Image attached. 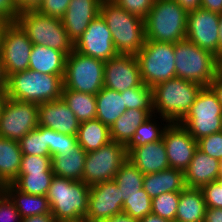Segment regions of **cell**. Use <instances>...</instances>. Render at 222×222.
Instances as JSON below:
<instances>
[{"mask_svg":"<svg viewBox=\"0 0 222 222\" xmlns=\"http://www.w3.org/2000/svg\"><path fill=\"white\" fill-rule=\"evenodd\" d=\"M202 86L199 83L174 77L152 87L154 114L179 123L190 111Z\"/></svg>","mask_w":222,"mask_h":222,"instance_id":"cell-1","label":"cell"},{"mask_svg":"<svg viewBox=\"0 0 222 222\" xmlns=\"http://www.w3.org/2000/svg\"><path fill=\"white\" fill-rule=\"evenodd\" d=\"M100 15L112 33L117 53L136 56L145 42L144 20L113 1H101Z\"/></svg>","mask_w":222,"mask_h":222,"instance_id":"cell-2","label":"cell"},{"mask_svg":"<svg viewBox=\"0 0 222 222\" xmlns=\"http://www.w3.org/2000/svg\"><path fill=\"white\" fill-rule=\"evenodd\" d=\"M90 186L82 181L54 176L46 195L58 222L85 220Z\"/></svg>","mask_w":222,"mask_h":222,"instance_id":"cell-3","label":"cell"},{"mask_svg":"<svg viewBox=\"0 0 222 222\" xmlns=\"http://www.w3.org/2000/svg\"><path fill=\"white\" fill-rule=\"evenodd\" d=\"M188 12L175 0H155L144 19L145 40L173 43L186 38Z\"/></svg>","mask_w":222,"mask_h":222,"instance_id":"cell-4","label":"cell"},{"mask_svg":"<svg viewBox=\"0 0 222 222\" xmlns=\"http://www.w3.org/2000/svg\"><path fill=\"white\" fill-rule=\"evenodd\" d=\"M63 77L27 69L7 78L6 96L36 104L61 98Z\"/></svg>","mask_w":222,"mask_h":222,"instance_id":"cell-5","label":"cell"},{"mask_svg":"<svg viewBox=\"0 0 222 222\" xmlns=\"http://www.w3.org/2000/svg\"><path fill=\"white\" fill-rule=\"evenodd\" d=\"M16 23L33 44L59 50L66 56L74 50V43L59 18L43 15L35 9H27L19 13Z\"/></svg>","mask_w":222,"mask_h":222,"instance_id":"cell-6","label":"cell"},{"mask_svg":"<svg viewBox=\"0 0 222 222\" xmlns=\"http://www.w3.org/2000/svg\"><path fill=\"white\" fill-rule=\"evenodd\" d=\"M174 56L176 77L208 87L216 73L215 55L185 38L174 44Z\"/></svg>","mask_w":222,"mask_h":222,"instance_id":"cell-7","label":"cell"},{"mask_svg":"<svg viewBox=\"0 0 222 222\" xmlns=\"http://www.w3.org/2000/svg\"><path fill=\"white\" fill-rule=\"evenodd\" d=\"M136 58L142 83L151 88L176 77L173 43L145 40Z\"/></svg>","mask_w":222,"mask_h":222,"instance_id":"cell-8","label":"cell"},{"mask_svg":"<svg viewBox=\"0 0 222 222\" xmlns=\"http://www.w3.org/2000/svg\"><path fill=\"white\" fill-rule=\"evenodd\" d=\"M105 62L73 50L67 57L63 87L96 95L104 87Z\"/></svg>","mask_w":222,"mask_h":222,"instance_id":"cell-9","label":"cell"},{"mask_svg":"<svg viewBox=\"0 0 222 222\" xmlns=\"http://www.w3.org/2000/svg\"><path fill=\"white\" fill-rule=\"evenodd\" d=\"M179 123L196 141L221 132L222 106L209 87L201 89L190 111Z\"/></svg>","mask_w":222,"mask_h":222,"instance_id":"cell-10","label":"cell"},{"mask_svg":"<svg viewBox=\"0 0 222 222\" xmlns=\"http://www.w3.org/2000/svg\"><path fill=\"white\" fill-rule=\"evenodd\" d=\"M128 160L125 145L110 141L96 151L87 152L82 182L91 186L114 180L115 174Z\"/></svg>","mask_w":222,"mask_h":222,"instance_id":"cell-11","label":"cell"},{"mask_svg":"<svg viewBox=\"0 0 222 222\" xmlns=\"http://www.w3.org/2000/svg\"><path fill=\"white\" fill-rule=\"evenodd\" d=\"M38 126V104L6 98L0 117V137L19 141Z\"/></svg>","mask_w":222,"mask_h":222,"instance_id":"cell-12","label":"cell"},{"mask_svg":"<svg viewBox=\"0 0 222 222\" xmlns=\"http://www.w3.org/2000/svg\"><path fill=\"white\" fill-rule=\"evenodd\" d=\"M33 43L16 22H9L3 29L0 41V58L7 78L29 68Z\"/></svg>","mask_w":222,"mask_h":222,"instance_id":"cell-13","label":"cell"},{"mask_svg":"<svg viewBox=\"0 0 222 222\" xmlns=\"http://www.w3.org/2000/svg\"><path fill=\"white\" fill-rule=\"evenodd\" d=\"M186 39L216 56L219 52V14L202 8L188 12Z\"/></svg>","mask_w":222,"mask_h":222,"instance_id":"cell-14","label":"cell"},{"mask_svg":"<svg viewBox=\"0 0 222 222\" xmlns=\"http://www.w3.org/2000/svg\"><path fill=\"white\" fill-rule=\"evenodd\" d=\"M74 50L104 62L118 55L112 33L101 15L89 23L87 29L74 43Z\"/></svg>","mask_w":222,"mask_h":222,"instance_id":"cell-15","label":"cell"},{"mask_svg":"<svg viewBox=\"0 0 222 222\" xmlns=\"http://www.w3.org/2000/svg\"><path fill=\"white\" fill-rule=\"evenodd\" d=\"M162 139L170 168L184 172L198 149L197 141L180 123L176 122L167 125Z\"/></svg>","mask_w":222,"mask_h":222,"instance_id":"cell-16","label":"cell"},{"mask_svg":"<svg viewBox=\"0 0 222 222\" xmlns=\"http://www.w3.org/2000/svg\"><path fill=\"white\" fill-rule=\"evenodd\" d=\"M120 191L114 180L91 185L85 220H108L114 215L123 213Z\"/></svg>","mask_w":222,"mask_h":222,"instance_id":"cell-17","label":"cell"},{"mask_svg":"<svg viewBox=\"0 0 222 222\" xmlns=\"http://www.w3.org/2000/svg\"><path fill=\"white\" fill-rule=\"evenodd\" d=\"M142 84L140 68L135 55L118 54L105 61L104 87L124 92Z\"/></svg>","mask_w":222,"mask_h":222,"instance_id":"cell-18","label":"cell"},{"mask_svg":"<svg viewBox=\"0 0 222 222\" xmlns=\"http://www.w3.org/2000/svg\"><path fill=\"white\" fill-rule=\"evenodd\" d=\"M38 125L76 136L80 121L62 98L38 104Z\"/></svg>","mask_w":222,"mask_h":222,"instance_id":"cell-19","label":"cell"},{"mask_svg":"<svg viewBox=\"0 0 222 222\" xmlns=\"http://www.w3.org/2000/svg\"><path fill=\"white\" fill-rule=\"evenodd\" d=\"M102 0H71L62 24L68 37L75 43L87 29L89 23L100 15Z\"/></svg>","mask_w":222,"mask_h":222,"instance_id":"cell-20","label":"cell"},{"mask_svg":"<svg viewBox=\"0 0 222 222\" xmlns=\"http://www.w3.org/2000/svg\"><path fill=\"white\" fill-rule=\"evenodd\" d=\"M221 161L197 149L184 171V181L188 188L201 189L212 181L220 180Z\"/></svg>","mask_w":222,"mask_h":222,"instance_id":"cell-21","label":"cell"},{"mask_svg":"<svg viewBox=\"0 0 222 222\" xmlns=\"http://www.w3.org/2000/svg\"><path fill=\"white\" fill-rule=\"evenodd\" d=\"M130 160L144 175L170 168L163 139L133 148Z\"/></svg>","mask_w":222,"mask_h":222,"instance_id":"cell-22","label":"cell"},{"mask_svg":"<svg viewBox=\"0 0 222 222\" xmlns=\"http://www.w3.org/2000/svg\"><path fill=\"white\" fill-rule=\"evenodd\" d=\"M185 187L184 172L174 168L145 174L143 178V189L151 199L167 192H181Z\"/></svg>","mask_w":222,"mask_h":222,"instance_id":"cell-23","label":"cell"},{"mask_svg":"<svg viewBox=\"0 0 222 222\" xmlns=\"http://www.w3.org/2000/svg\"><path fill=\"white\" fill-rule=\"evenodd\" d=\"M66 57L59 50L33 44L28 69L51 75L64 76Z\"/></svg>","mask_w":222,"mask_h":222,"instance_id":"cell-24","label":"cell"},{"mask_svg":"<svg viewBox=\"0 0 222 222\" xmlns=\"http://www.w3.org/2000/svg\"><path fill=\"white\" fill-rule=\"evenodd\" d=\"M86 155L87 152L77 144L66 154L51 156L54 176L82 181Z\"/></svg>","mask_w":222,"mask_h":222,"instance_id":"cell-25","label":"cell"},{"mask_svg":"<svg viewBox=\"0 0 222 222\" xmlns=\"http://www.w3.org/2000/svg\"><path fill=\"white\" fill-rule=\"evenodd\" d=\"M206 208L201 189L185 187L180 192L175 220L179 222H204Z\"/></svg>","mask_w":222,"mask_h":222,"instance_id":"cell-26","label":"cell"},{"mask_svg":"<svg viewBox=\"0 0 222 222\" xmlns=\"http://www.w3.org/2000/svg\"><path fill=\"white\" fill-rule=\"evenodd\" d=\"M96 118L109 128L112 124L127 111L124 96L121 92L103 87L96 94Z\"/></svg>","mask_w":222,"mask_h":222,"instance_id":"cell-27","label":"cell"},{"mask_svg":"<svg viewBox=\"0 0 222 222\" xmlns=\"http://www.w3.org/2000/svg\"><path fill=\"white\" fill-rule=\"evenodd\" d=\"M152 114L153 110L128 109L109 128L111 141L126 145L136 129Z\"/></svg>","mask_w":222,"mask_h":222,"instance_id":"cell-28","label":"cell"},{"mask_svg":"<svg viewBox=\"0 0 222 222\" xmlns=\"http://www.w3.org/2000/svg\"><path fill=\"white\" fill-rule=\"evenodd\" d=\"M22 151L17 140L0 137V183L12 184L19 175Z\"/></svg>","mask_w":222,"mask_h":222,"instance_id":"cell-29","label":"cell"},{"mask_svg":"<svg viewBox=\"0 0 222 222\" xmlns=\"http://www.w3.org/2000/svg\"><path fill=\"white\" fill-rule=\"evenodd\" d=\"M5 193L15 204L21 219L34 215L51 213L50 205L46 196L23 193L13 184L5 185Z\"/></svg>","mask_w":222,"mask_h":222,"instance_id":"cell-30","label":"cell"},{"mask_svg":"<svg viewBox=\"0 0 222 222\" xmlns=\"http://www.w3.org/2000/svg\"><path fill=\"white\" fill-rule=\"evenodd\" d=\"M78 144L86 151H96L111 141L110 129L99 119L80 122L76 135Z\"/></svg>","mask_w":222,"mask_h":222,"instance_id":"cell-31","label":"cell"},{"mask_svg":"<svg viewBox=\"0 0 222 222\" xmlns=\"http://www.w3.org/2000/svg\"><path fill=\"white\" fill-rule=\"evenodd\" d=\"M157 118H162L160 120L161 124L158 120H156ZM163 121L166 124H164ZM169 123L170 122L167 119L159 115L157 116V114H152L136 129L130 141L125 145L127 153H129L135 147L153 143L162 139L163 132Z\"/></svg>","mask_w":222,"mask_h":222,"instance_id":"cell-32","label":"cell"},{"mask_svg":"<svg viewBox=\"0 0 222 222\" xmlns=\"http://www.w3.org/2000/svg\"><path fill=\"white\" fill-rule=\"evenodd\" d=\"M61 98L80 122L96 118V95L68 90L63 87Z\"/></svg>","mask_w":222,"mask_h":222,"instance_id":"cell-33","label":"cell"},{"mask_svg":"<svg viewBox=\"0 0 222 222\" xmlns=\"http://www.w3.org/2000/svg\"><path fill=\"white\" fill-rule=\"evenodd\" d=\"M144 174L130 161L127 160L115 174L114 181L120 188L123 202L133 194L141 193Z\"/></svg>","mask_w":222,"mask_h":222,"instance_id":"cell-34","label":"cell"},{"mask_svg":"<svg viewBox=\"0 0 222 222\" xmlns=\"http://www.w3.org/2000/svg\"><path fill=\"white\" fill-rule=\"evenodd\" d=\"M53 177V172L19 173L12 184L23 193L46 196Z\"/></svg>","mask_w":222,"mask_h":222,"instance_id":"cell-35","label":"cell"},{"mask_svg":"<svg viewBox=\"0 0 222 222\" xmlns=\"http://www.w3.org/2000/svg\"><path fill=\"white\" fill-rule=\"evenodd\" d=\"M50 128L38 126L18 141L22 155L51 156L49 151Z\"/></svg>","mask_w":222,"mask_h":222,"instance_id":"cell-36","label":"cell"},{"mask_svg":"<svg viewBox=\"0 0 222 222\" xmlns=\"http://www.w3.org/2000/svg\"><path fill=\"white\" fill-rule=\"evenodd\" d=\"M128 109L153 110L152 88L145 84L121 92Z\"/></svg>","mask_w":222,"mask_h":222,"instance_id":"cell-37","label":"cell"},{"mask_svg":"<svg viewBox=\"0 0 222 222\" xmlns=\"http://www.w3.org/2000/svg\"><path fill=\"white\" fill-rule=\"evenodd\" d=\"M180 200V192H167L152 198V213L161 218L174 221Z\"/></svg>","mask_w":222,"mask_h":222,"instance_id":"cell-38","label":"cell"},{"mask_svg":"<svg viewBox=\"0 0 222 222\" xmlns=\"http://www.w3.org/2000/svg\"><path fill=\"white\" fill-rule=\"evenodd\" d=\"M152 199L142 188L141 193L133 194L123 202V213L132 218L141 220L149 213H152Z\"/></svg>","mask_w":222,"mask_h":222,"instance_id":"cell-39","label":"cell"},{"mask_svg":"<svg viewBox=\"0 0 222 222\" xmlns=\"http://www.w3.org/2000/svg\"><path fill=\"white\" fill-rule=\"evenodd\" d=\"M78 144L76 136L59 133L50 128L49 151L50 155H63L73 150Z\"/></svg>","mask_w":222,"mask_h":222,"instance_id":"cell-40","label":"cell"},{"mask_svg":"<svg viewBox=\"0 0 222 222\" xmlns=\"http://www.w3.org/2000/svg\"><path fill=\"white\" fill-rule=\"evenodd\" d=\"M53 172L51 156L22 155L19 173Z\"/></svg>","mask_w":222,"mask_h":222,"instance_id":"cell-41","label":"cell"},{"mask_svg":"<svg viewBox=\"0 0 222 222\" xmlns=\"http://www.w3.org/2000/svg\"><path fill=\"white\" fill-rule=\"evenodd\" d=\"M197 143L203 153L222 161V132L204 136Z\"/></svg>","mask_w":222,"mask_h":222,"instance_id":"cell-42","label":"cell"},{"mask_svg":"<svg viewBox=\"0 0 222 222\" xmlns=\"http://www.w3.org/2000/svg\"><path fill=\"white\" fill-rule=\"evenodd\" d=\"M116 5L125 9L128 13L136 15L143 20L149 14L155 0H112Z\"/></svg>","mask_w":222,"mask_h":222,"instance_id":"cell-43","label":"cell"},{"mask_svg":"<svg viewBox=\"0 0 222 222\" xmlns=\"http://www.w3.org/2000/svg\"><path fill=\"white\" fill-rule=\"evenodd\" d=\"M201 191L207 207L222 208V181L216 180L203 186Z\"/></svg>","mask_w":222,"mask_h":222,"instance_id":"cell-44","label":"cell"},{"mask_svg":"<svg viewBox=\"0 0 222 222\" xmlns=\"http://www.w3.org/2000/svg\"><path fill=\"white\" fill-rule=\"evenodd\" d=\"M71 0H43L35 9L39 13L61 19Z\"/></svg>","mask_w":222,"mask_h":222,"instance_id":"cell-45","label":"cell"},{"mask_svg":"<svg viewBox=\"0 0 222 222\" xmlns=\"http://www.w3.org/2000/svg\"><path fill=\"white\" fill-rule=\"evenodd\" d=\"M0 222H21L15 204L6 193L0 198Z\"/></svg>","mask_w":222,"mask_h":222,"instance_id":"cell-46","label":"cell"},{"mask_svg":"<svg viewBox=\"0 0 222 222\" xmlns=\"http://www.w3.org/2000/svg\"><path fill=\"white\" fill-rule=\"evenodd\" d=\"M21 10L16 0H0V16L8 22H16Z\"/></svg>","mask_w":222,"mask_h":222,"instance_id":"cell-47","label":"cell"},{"mask_svg":"<svg viewBox=\"0 0 222 222\" xmlns=\"http://www.w3.org/2000/svg\"><path fill=\"white\" fill-rule=\"evenodd\" d=\"M204 222H222V208H206Z\"/></svg>","mask_w":222,"mask_h":222,"instance_id":"cell-48","label":"cell"},{"mask_svg":"<svg viewBox=\"0 0 222 222\" xmlns=\"http://www.w3.org/2000/svg\"><path fill=\"white\" fill-rule=\"evenodd\" d=\"M200 8L221 14L222 0H201Z\"/></svg>","mask_w":222,"mask_h":222,"instance_id":"cell-49","label":"cell"},{"mask_svg":"<svg viewBox=\"0 0 222 222\" xmlns=\"http://www.w3.org/2000/svg\"><path fill=\"white\" fill-rule=\"evenodd\" d=\"M208 87L216 95L220 105L222 106V76H214Z\"/></svg>","mask_w":222,"mask_h":222,"instance_id":"cell-50","label":"cell"},{"mask_svg":"<svg viewBox=\"0 0 222 222\" xmlns=\"http://www.w3.org/2000/svg\"><path fill=\"white\" fill-rule=\"evenodd\" d=\"M21 222H58L51 213L34 215L21 219Z\"/></svg>","mask_w":222,"mask_h":222,"instance_id":"cell-51","label":"cell"},{"mask_svg":"<svg viewBox=\"0 0 222 222\" xmlns=\"http://www.w3.org/2000/svg\"><path fill=\"white\" fill-rule=\"evenodd\" d=\"M177 1L187 12L194 11L201 6V0H175Z\"/></svg>","mask_w":222,"mask_h":222,"instance_id":"cell-52","label":"cell"},{"mask_svg":"<svg viewBox=\"0 0 222 222\" xmlns=\"http://www.w3.org/2000/svg\"><path fill=\"white\" fill-rule=\"evenodd\" d=\"M43 0H16L21 11L27 9H36Z\"/></svg>","mask_w":222,"mask_h":222,"instance_id":"cell-53","label":"cell"},{"mask_svg":"<svg viewBox=\"0 0 222 222\" xmlns=\"http://www.w3.org/2000/svg\"><path fill=\"white\" fill-rule=\"evenodd\" d=\"M108 222H139V220L132 218L130 215L125 213H120L114 215L110 219L107 220Z\"/></svg>","mask_w":222,"mask_h":222,"instance_id":"cell-54","label":"cell"},{"mask_svg":"<svg viewBox=\"0 0 222 222\" xmlns=\"http://www.w3.org/2000/svg\"><path fill=\"white\" fill-rule=\"evenodd\" d=\"M7 89V76L4 70L3 63L0 58V92H6Z\"/></svg>","mask_w":222,"mask_h":222,"instance_id":"cell-55","label":"cell"},{"mask_svg":"<svg viewBox=\"0 0 222 222\" xmlns=\"http://www.w3.org/2000/svg\"><path fill=\"white\" fill-rule=\"evenodd\" d=\"M139 222H172V221L161 218L160 216L154 213H149L144 218H142Z\"/></svg>","mask_w":222,"mask_h":222,"instance_id":"cell-56","label":"cell"},{"mask_svg":"<svg viewBox=\"0 0 222 222\" xmlns=\"http://www.w3.org/2000/svg\"><path fill=\"white\" fill-rule=\"evenodd\" d=\"M216 76H222V51L216 55Z\"/></svg>","mask_w":222,"mask_h":222,"instance_id":"cell-57","label":"cell"},{"mask_svg":"<svg viewBox=\"0 0 222 222\" xmlns=\"http://www.w3.org/2000/svg\"><path fill=\"white\" fill-rule=\"evenodd\" d=\"M219 51H222V13L219 14Z\"/></svg>","mask_w":222,"mask_h":222,"instance_id":"cell-58","label":"cell"},{"mask_svg":"<svg viewBox=\"0 0 222 222\" xmlns=\"http://www.w3.org/2000/svg\"><path fill=\"white\" fill-rule=\"evenodd\" d=\"M6 98H7L6 92H0V117L2 114V110H3Z\"/></svg>","mask_w":222,"mask_h":222,"instance_id":"cell-59","label":"cell"},{"mask_svg":"<svg viewBox=\"0 0 222 222\" xmlns=\"http://www.w3.org/2000/svg\"><path fill=\"white\" fill-rule=\"evenodd\" d=\"M8 23H9L8 21H6L3 17L0 16V41H1V38H2L3 29L5 28V26Z\"/></svg>","mask_w":222,"mask_h":222,"instance_id":"cell-60","label":"cell"},{"mask_svg":"<svg viewBox=\"0 0 222 222\" xmlns=\"http://www.w3.org/2000/svg\"><path fill=\"white\" fill-rule=\"evenodd\" d=\"M5 194V185L0 183V198Z\"/></svg>","mask_w":222,"mask_h":222,"instance_id":"cell-61","label":"cell"},{"mask_svg":"<svg viewBox=\"0 0 222 222\" xmlns=\"http://www.w3.org/2000/svg\"><path fill=\"white\" fill-rule=\"evenodd\" d=\"M85 222H108L107 220H85Z\"/></svg>","mask_w":222,"mask_h":222,"instance_id":"cell-62","label":"cell"},{"mask_svg":"<svg viewBox=\"0 0 222 222\" xmlns=\"http://www.w3.org/2000/svg\"><path fill=\"white\" fill-rule=\"evenodd\" d=\"M220 180L222 181V161H221V172H220Z\"/></svg>","mask_w":222,"mask_h":222,"instance_id":"cell-63","label":"cell"},{"mask_svg":"<svg viewBox=\"0 0 222 222\" xmlns=\"http://www.w3.org/2000/svg\"><path fill=\"white\" fill-rule=\"evenodd\" d=\"M70 222H85V220H81V221H70Z\"/></svg>","mask_w":222,"mask_h":222,"instance_id":"cell-64","label":"cell"}]
</instances>
